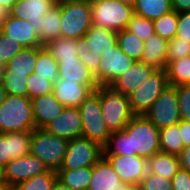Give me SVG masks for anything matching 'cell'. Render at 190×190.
I'll list each match as a JSON object with an SVG mask.
<instances>
[{
  "instance_id": "603a6c76",
  "label": "cell",
  "mask_w": 190,
  "mask_h": 190,
  "mask_svg": "<svg viewBox=\"0 0 190 190\" xmlns=\"http://www.w3.org/2000/svg\"><path fill=\"white\" fill-rule=\"evenodd\" d=\"M82 39L85 46L94 54H103L117 44V32L92 25Z\"/></svg>"
},
{
  "instance_id": "f1b7e54d",
  "label": "cell",
  "mask_w": 190,
  "mask_h": 190,
  "mask_svg": "<svg viewBox=\"0 0 190 190\" xmlns=\"http://www.w3.org/2000/svg\"><path fill=\"white\" fill-rule=\"evenodd\" d=\"M33 72L53 83L58 79V62L45 46L37 47V60Z\"/></svg>"
},
{
  "instance_id": "60d3db41",
  "label": "cell",
  "mask_w": 190,
  "mask_h": 190,
  "mask_svg": "<svg viewBox=\"0 0 190 190\" xmlns=\"http://www.w3.org/2000/svg\"><path fill=\"white\" fill-rule=\"evenodd\" d=\"M77 56L94 74L97 72L101 62V54H94L91 49L85 46L82 38L77 39Z\"/></svg>"
},
{
  "instance_id": "5b68a950",
  "label": "cell",
  "mask_w": 190,
  "mask_h": 190,
  "mask_svg": "<svg viewBox=\"0 0 190 190\" xmlns=\"http://www.w3.org/2000/svg\"><path fill=\"white\" fill-rule=\"evenodd\" d=\"M100 101L104 123L111 133L122 131L135 116L128 95L115 92L110 86H100Z\"/></svg>"
},
{
  "instance_id": "680465c9",
  "label": "cell",
  "mask_w": 190,
  "mask_h": 190,
  "mask_svg": "<svg viewBox=\"0 0 190 190\" xmlns=\"http://www.w3.org/2000/svg\"><path fill=\"white\" fill-rule=\"evenodd\" d=\"M118 1H121L122 3L128 4V5L134 7V5L136 4L137 0H118Z\"/></svg>"
},
{
  "instance_id": "9f6ffc18",
  "label": "cell",
  "mask_w": 190,
  "mask_h": 190,
  "mask_svg": "<svg viewBox=\"0 0 190 190\" xmlns=\"http://www.w3.org/2000/svg\"><path fill=\"white\" fill-rule=\"evenodd\" d=\"M7 96H8V93L4 89L3 83L0 80V106L5 101V99L7 98Z\"/></svg>"
},
{
  "instance_id": "8d00e7d4",
  "label": "cell",
  "mask_w": 190,
  "mask_h": 190,
  "mask_svg": "<svg viewBox=\"0 0 190 190\" xmlns=\"http://www.w3.org/2000/svg\"><path fill=\"white\" fill-rule=\"evenodd\" d=\"M57 179V173L53 170L36 175L27 181L17 184L11 190H51Z\"/></svg>"
},
{
  "instance_id": "cb8c5ba5",
  "label": "cell",
  "mask_w": 190,
  "mask_h": 190,
  "mask_svg": "<svg viewBox=\"0 0 190 190\" xmlns=\"http://www.w3.org/2000/svg\"><path fill=\"white\" fill-rule=\"evenodd\" d=\"M148 173L163 176L171 180L180 169L177 155L159 152L147 159Z\"/></svg>"
},
{
  "instance_id": "8fae6325",
  "label": "cell",
  "mask_w": 190,
  "mask_h": 190,
  "mask_svg": "<svg viewBox=\"0 0 190 190\" xmlns=\"http://www.w3.org/2000/svg\"><path fill=\"white\" fill-rule=\"evenodd\" d=\"M134 62V59L122 52L118 44L112 49L103 52L98 70L94 74L98 86H109L129 69Z\"/></svg>"
},
{
  "instance_id": "f6af8a7d",
  "label": "cell",
  "mask_w": 190,
  "mask_h": 190,
  "mask_svg": "<svg viewBox=\"0 0 190 190\" xmlns=\"http://www.w3.org/2000/svg\"><path fill=\"white\" fill-rule=\"evenodd\" d=\"M175 37L190 43V11L178 13V26Z\"/></svg>"
},
{
  "instance_id": "ab89813d",
  "label": "cell",
  "mask_w": 190,
  "mask_h": 190,
  "mask_svg": "<svg viewBox=\"0 0 190 190\" xmlns=\"http://www.w3.org/2000/svg\"><path fill=\"white\" fill-rule=\"evenodd\" d=\"M24 47L20 42L8 39V36L0 31V64L5 66Z\"/></svg>"
},
{
  "instance_id": "d6a6232c",
  "label": "cell",
  "mask_w": 190,
  "mask_h": 190,
  "mask_svg": "<svg viewBox=\"0 0 190 190\" xmlns=\"http://www.w3.org/2000/svg\"><path fill=\"white\" fill-rule=\"evenodd\" d=\"M55 59H75L77 39L59 37L44 45Z\"/></svg>"
},
{
  "instance_id": "4fadbf2b",
  "label": "cell",
  "mask_w": 190,
  "mask_h": 190,
  "mask_svg": "<svg viewBox=\"0 0 190 190\" xmlns=\"http://www.w3.org/2000/svg\"><path fill=\"white\" fill-rule=\"evenodd\" d=\"M6 190L28 179L43 174L49 169L38 158L31 154L11 160L5 165Z\"/></svg>"
},
{
  "instance_id": "91938a15",
  "label": "cell",
  "mask_w": 190,
  "mask_h": 190,
  "mask_svg": "<svg viewBox=\"0 0 190 190\" xmlns=\"http://www.w3.org/2000/svg\"><path fill=\"white\" fill-rule=\"evenodd\" d=\"M2 65L0 64V80H1V75H2Z\"/></svg>"
},
{
  "instance_id": "d590c367",
  "label": "cell",
  "mask_w": 190,
  "mask_h": 190,
  "mask_svg": "<svg viewBox=\"0 0 190 190\" xmlns=\"http://www.w3.org/2000/svg\"><path fill=\"white\" fill-rule=\"evenodd\" d=\"M155 34L166 40L175 37L178 26V13L174 10L153 20Z\"/></svg>"
},
{
  "instance_id": "f35d334b",
  "label": "cell",
  "mask_w": 190,
  "mask_h": 190,
  "mask_svg": "<svg viewBox=\"0 0 190 190\" xmlns=\"http://www.w3.org/2000/svg\"><path fill=\"white\" fill-rule=\"evenodd\" d=\"M126 29L137 35L143 42L155 34L153 20L134 14Z\"/></svg>"
},
{
  "instance_id": "2e32d148",
  "label": "cell",
  "mask_w": 190,
  "mask_h": 190,
  "mask_svg": "<svg viewBox=\"0 0 190 190\" xmlns=\"http://www.w3.org/2000/svg\"><path fill=\"white\" fill-rule=\"evenodd\" d=\"M56 5L55 0H18L10 10V15L29 21L38 34L42 17Z\"/></svg>"
},
{
  "instance_id": "5bb4252c",
  "label": "cell",
  "mask_w": 190,
  "mask_h": 190,
  "mask_svg": "<svg viewBox=\"0 0 190 190\" xmlns=\"http://www.w3.org/2000/svg\"><path fill=\"white\" fill-rule=\"evenodd\" d=\"M82 117L78 107H65L44 129L60 138L72 140L82 135Z\"/></svg>"
},
{
  "instance_id": "f5cc1de1",
  "label": "cell",
  "mask_w": 190,
  "mask_h": 190,
  "mask_svg": "<svg viewBox=\"0 0 190 190\" xmlns=\"http://www.w3.org/2000/svg\"><path fill=\"white\" fill-rule=\"evenodd\" d=\"M4 169H5V166L0 164V190H6Z\"/></svg>"
},
{
  "instance_id": "6da1fadb",
  "label": "cell",
  "mask_w": 190,
  "mask_h": 190,
  "mask_svg": "<svg viewBox=\"0 0 190 190\" xmlns=\"http://www.w3.org/2000/svg\"><path fill=\"white\" fill-rule=\"evenodd\" d=\"M160 150L159 129L144 115H135L122 131L110 135L103 154L151 158Z\"/></svg>"
},
{
  "instance_id": "ee69618b",
  "label": "cell",
  "mask_w": 190,
  "mask_h": 190,
  "mask_svg": "<svg viewBox=\"0 0 190 190\" xmlns=\"http://www.w3.org/2000/svg\"><path fill=\"white\" fill-rule=\"evenodd\" d=\"M178 96L181 120L190 121V85L175 87Z\"/></svg>"
},
{
  "instance_id": "836d02e7",
  "label": "cell",
  "mask_w": 190,
  "mask_h": 190,
  "mask_svg": "<svg viewBox=\"0 0 190 190\" xmlns=\"http://www.w3.org/2000/svg\"><path fill=\"white\" fill-rule=\"evenodd\" d=\"M33 130L9 132L10 161L30 154Z\"/></svg>"
},
{
  "instance_id": "ba28073f",
  "label": "cell",
  "mask_w": 190,
  "mask_h": 190,
  "mask_svg": "<svg viewBox=\"0 0 190 190\" xmlns=\"http://www.w3.org/2000/svg\"><path fill=\"white\" fill-rule=\"evenodd\" d=\"M169 87L166 69H156L135 90L128 94L134 115H144L161 93Z\"/></svg>"
},
{
  "instance_id": "11a10c76",
  "label": "cell",
  "mask_w": 190,
  "mask_h": 190,
  "mask_svg": "<svg viewBox=\"0 0 190 190\" xmlns=\"http://www.w3.org/2000/svg\"><path fill=\"white\" fill-rule=\"evenodd\" d=\"M17 1L18 0H0V5L10 11Z\"/></svg>"
},
{
  "instance_id": "ac0fdd59",
  "label": "cell",
  "mask_w": 190,
  "mask_h": 190,
  "mask_svg": "<svg viewBox=\"0 0 190 190\" xmlns=\"http://www.w3.org/2000/svg\"><path fill=\"white\" fill-rule=\"evenodd\" d=\"M156 69L141 61H135L121 76L114 80L109 86L118 93L128 95L135 90Z\"/></svg>"
},
{
  "instance_id": "b9f144b4",
  "label": "cell",
  "mask_w": 190,
  "mask_h": 190,
  "mask_svg": "<svg viewBox=\"0 0 190 190\" xmlns=\"http://www.w3.org/2000/svg\"><path fill=\"white\" fill-rule=\"evenodd\" d=\"M190 55V43L183 38L174 37L168 40L167 62H172Z\"/></svg>"
},
{
  "instance_id": "7a4b0ae2",
  "label": "cell",
  "mask_w": 190,
  "mask_h": 190,
  "mask_svg": "<svg viewBox=\"0 0 190 190\" xmlns=\"http://www.w3.org/2000/svg\"><path fill=\"white\" fill-rule=\"evenodd\" d=\"M35 129L31 99L9 95L0 106V134Z\"/></svg>"
},
{
  "instance_id": "83f0119b",
  "label": "cell",
  "mask_w": 190,
  "mask_h": 190,
  "mask_svg": "<svg viewBox=\"0 0 190 190\" xmlns=\"http://www.w3.org/2000/svg\"><path fill=\"white\" fill-rule=\"evenodd\" d=\"M171 0H137L134 5V14L155 20L172 11Z\"/></svg>"
},
{
  "instance_id": "44dd1931",
  "label": "cell",
  "mask_w": 190,
  "mask_h": 190,
  "mask_svg": "<svg viewBox=\"0 0 190 190\" xmlns=\"http://www.w3.org/2000/svg\"><path fill=\"white\" fill-rule=\"evenodd\" d=\"M124 182L110 163L102 157L94 166L87 190H119Z\"/></svg>"
},
{
  "instance_id": "74e56055",
  "label": "cell",
  "mask_w": 190,
  "mask_h": 190,
  "mask_svg": "<svg viewBox=\"0 0 190 190\" xmlns=\"http://www.w3.org/2000/svg\"><path fill=\"white\" fill-rule=\"evenodd\" d=\"M54 83L45 77L32 72L27 77V97L34 99L53 92Z\"/></svg>"
},
{
  "instance_id": "681fc988",
  "label": "cell",
  "mask_w": 190,
  "mask_h": 190,
  "mask_svg": "<svg viewBox=\"0 0 190 190\" xmlns=\"http://www.w3.org/2000/svg\"><path fill=\"white\" fill-rule=\"evenodd\" d=\"M178 157L180 168L190 172V145L184 147Z\"/></svg>"
},
{
  "instance_id": "4dcf8cb0",
  "label": "cell",
  "mask_w": 190,
  "mask_h": 190,
  "mask_svg": "<svg viewBox=\"0 0 190 190\" xmlns=\"http://www.w3.org/2000/svg\"><path fill=\"white\" fill-rule=\"evenodd\" d=\"M159 132L161 152L178 156L184 149V143L180 135L179 123L162 128Z\"/></svg>"
},
{
  "instance_id": "484cf974",
  "label": "cell",
  "mask_w": 190,
  "mask_h": 190,
  "mask_svg": "<svg viewBox=\"0 0 190 190\" xmlns=\"http://www.w3.org/2000/svg\"><path fill=\"white\" fill-rule=\"evenodd\" d=\"M57 179L71 190H87L93 174V166L74 170L59 169Z\"/></svg>"
},
{
  "instance_id": "6f0895ef",
  "label": "cell",
  "mask_w": 190,
  "mask_h": 190,
  "mask_svg": "<svg viewBox=\"0 0 190 190\" xmlns=\"http://www.w3.org/2000/svg\"><path fill=\"white\" fill-rule=\"evenodd\" d=\"M119 190H140V187L138 185L124 183L122 186H120Z\"/></svg>"
},
{
  "instance_id": "816d5d0a",
  "label": "cell",
  "mask_w": 190,
  "mask_h": 190,
  "mask_svg": "<svg viewBox=\"0 0 190 190\" xmlns=\"http://www.w3.org/2000/svg\"><path fill=\"white\" fill-rule=\"evenodd\" d=\"M10 11L0 5V29L2 28L5 20L9 17Z\"/></svg>"
},
{
  "instance_id": "30bf717a",
  "label": "cell",
  "mask_w": 190,
  "mask_h": 190,
  "mask_svg": "<svg viewBox=\"0 0 190 190\" xmlns=\"http://www.w3.org/2000/svg\"><path fill=\"white\" fill-rule=\"evenodd\" d=\"M144 116L159 130L178 124L181 117L175 87H167Z\"/></svg>"
},
{
  "instance_id": "c3c4849f",
  "label": "cell",
  "mask_w": 190,
  "mask_h": 190,
  "mask_svg": "<svg viewBox=\"0 0 190 190\" xmlns=\"http://www.w3.org/2000/svg\"><path fill=\"white\" fill-rule=\"evenodd\" d=\"M179 129L184 147L190 145V121L180 120Z\"/></svg>"
},
{
  "instance_id": "e0dca14e",
  "label": "cell",
  "mask_w": 190,
  "mask_h": 190,
  "mask_svg": "<svg viewBox=\"0 0 190 190\" xmlns=\"http://www.w3.org/2000/svg\"><path fill=\"white\" fill-rule=\"evenodd\" d=\"M0 31L8 36V39L20 42L24 48L44 46L34 27L27 20L9 15Z\"/></svg>"
},
{
  "instance_id": "d4e9b609",
  "label": "cell",
  "mask_w": 190,
  "mask_h": 190,
  "mask_svg": "<svg viewBox=\"0 0 190 190\" xmlns=\"http://www.w3.org/2000/svg\"><path fill=\"white\" fill-rule=\"evenodd\" d=\"M38 35L43 45L61 37L60 2L42 17L40 27L38 28Z\"/></svg>"
},
{
  "instance_id": "7402d4cb",
  "label": "cell",
  "mask_w": 190,
  "mask_h": 190,
  "mask_svg": "<svg viewBox=\"0 0 190 190\" xmlns=\"http://www.w3.org/2000/svg\"><path fill=\"white\" fill-rule=\"evenodd\" d=\"M168 40L154 34L144 42V51L141 62L155 69H166L167 67Z\"/></svg>"
},
{
  "instance_id": "f546056e",
  "label": "cell",
  "mask_w": 190,
  "mask_h": 190,
  "mask_svg": "<svg viewBox=\"0 0 190 190\" xmlns=\"http://www.w3.org/2000/svg\"><path fill=\"white\" fill-rule=\"evenodd\" d=\"M166 72L169 86L190 84V55L167 62Z\"/></svg>"
},
{
  "instance_id": "8992f818",
  "label": "cell",
  "mask_w": 190,
  "mask_h": 190,
  "mask_svg": "<svg viewBox=\"0 0 190 190\" xmlns=\"http://www.w3.org/2000/svg\"><path fill=\"white\" fill-rule=\"evenodd\" d=\"M83 125L81 137L97 142L103 148L112 134L104 123L100 101V86L78 107Z\"/></svg>"
},
{
  "instance_id": "9a60e30c",
  "label": "cell",
  "mask_w": 190,
  "mask_h": 190,
  "mask_svg": "<svg viewBox=\"0 0 190 190\" xmlns=\"http://www.w3.org/2000/svg\"><path fill=\"white\" fill-rule=\"evenodd\" d=\"M98 87V85H82L75 81H64V78H58L54 82L53 93L64 107H79Z\"/></svg>"
},
{
  "instance_id": "52a82bcc",
  "label": "cell",
  "mask_w": 190,
  "mask_h": 190,
  "mask_svg": "<svg viewBox=\"0 0 190 190\" xmlns=\"http://www.w3.org/2000/svg\"><path fill=\"white\" fill-rule=\"evenodd\" d=\"M92 25L118 32L126 29L134 7L118 0H90Z\"/></svg>"
},
{
  "instance_id": "7c38bea8",
  "label": "cell",
  "mask_w": 190,
  "mask_h": 190,
  "mask_svg": "<svg viewBox=\"0 0 190 190\" xmlns=\"http://www.w3.org/2000/svg\"><path fill=\"white\" fill-rule=\"evenodd\" d=\"M122 182L138 185L147 175V159L138 155L103 154Z\"/></svg>"
},
{
  "instance_id": "db71d44e",
  "label": "cell",
  "mask_w": 190,
  "mask_h": 190,
  "mask_svg": "<svg viewBox=\"0 0 190 190\" xmlns=\"http://www.w3.org/2000/svg\"><path fill=\"white\" fill-rule=\"evenodd\" d=\"M51 190H71L68 186L56 179Z\"/></svg>"
},
{
  "instance_id": "bcb514c9",
  "label": "cell",
  "mask_w": 190,
  "mask_h": 190,
  "mask_svg": "<svg viewBox=\"0 0 190 190\" xmlns=\"http://www.w3.org/2000/svg\"><path fill=\"white\" fill-rule=\"evenodd\" d=\"M172 190H190V172L179 169L171 179Z\"/></svg>"
},
{
  "instance_id": "3957f363",
  "label": "cell",
  "mask_w": 190,
  "mask_h": 190,
  "mask_svg": "<svg viewBox=\"0 0 190 190\" xmlns=\"http://www.w3.org/2000/svg\"><path fill=\"white\" fill-rule=\"evenodd\" d=\"M61 37L79 39L92 27L90 0H64L60 2Z\"/></svg>"
},
{
  "instance_id": "4316f807",
  "label": "cell",
  "mask_w": 190,
  "mask_h": 190,
  "mask_svg": "<svg viewBox=\"0 0 190 190\" xmlns=\"http://www.w3.org/2000/svg\"><path fill=\"white\" fill-rule=\"evenodd\" d=\"M37 60V47L23 48L5 67L11 74L30 75Z\"/></svg>"
},
{
  "instance_id": "1f68e13d",
  "label": "cell",
  "mask_w": 190,
  "mask_h": 190,
  "mask_svg": "<svg viewBox=\"0 0 190 190\" xmlns=\"http://www.w3.org/2000/svg\"><path fill=\"white\" fill-rule=\"evenodd\" d=\"M117 44L123 53L135 61H141L144 42L127 29L117 32Z\"/></svg>"
},
{
  "instance_id": "f907efd6",
  "label": "cell",
  "mask_w": 190,
  "mask_h": 190,
  "mask_svg": "<svg viewBox=\"0 0 190 190\" xmlns=\"http://www.w3.org/2000/svg\"><path fill=\"white\" fill-rule=\"evenodd\" d=\"M172 9L177 13L190 11V0H171Z\"/></svg>"
},
{
  "instance_id": "7bdbcfd3",
  "label": "cell",
  "mask_w": 190,
  "mask_h": 190,
  "mask_svg": "<svg viewBox=\"0 0 190 190\" xmlns=\"http://www.w3.org/2000/svg\"><path fill=\"white\" fill-rule=\"evenodd\" d=\"M139 187L140 190H172V181L163 176L147 172Z\"/></svg>"
},
{
  "instance_id": "7dc6e473",
  "label": "cell",
  "mask_w": 190,
  "mask_h": 190,
  "mask_svg": "<svg viewBox=\"0 0 190 190\" xmlns=\"http://www.w3.org/2000/svg\"><path fill=\"white\" fill-rule=\"evenodd\" d=\"M10 162L9 132L0 134V164L5 166Z\"/></svg>"
},
{
  "instance_id": "d6986e66",
  "label": "cell",
  "mask_w": 190,
  "mask_h": 190,
  "mask_svg": "<svg viewBox=\"0 0 190 190\" xmlns=\"http://www.w3.org/2000/svg\"><path fill=\"white\" fill-rule=\"evenodd\" d=\"M35 128H44L59 116L64 106L55 98L53 92L31 99Z\"/></svg>"
},
{
  "instance_id": "e575fe53",
  "label": "cell",
  "mask_w": 190,
  "mask_h": 190,
  "mask_svg": "<svg viewBox=\"0 0 190 190\" xmlns=\"http://www.w3.org/2000/svg\"><path fill=\"white\" fill-rule=\"evenodd\" d=\"M29 75L11 74L5 66L2 67L1 81L9 95L27 96V77Z\"/></svg>"
},
{
  "instance_id": "277c9868",
  "label": "cell",
  "mask_w": 190,
  "mask_h": 190,
  "mask_svg": "<svg viewBox=\"0 0 190 190\" xmlns=\"http://www.w3.org/2000/svg\"><path fill=\"white\" fill-rule=\"evenodd\" d=\"M69 140L35 128L31 137L30 154L38 157L49 170L57 172L67 151Z\"/></svg>"
},
{
  "instance_id": "9c48e42d",
  "label": "cell",
  "mask_w": 190,
  "mask_h": 190,
  "mask_svg": "<svg viewBox=\"0 0 190 190\" xmlns=\"http://www.w3.org/2000/svg\"><path fill=\"white\" fill-rule=\"evenodd\" d=\"M104 148L84 137L69 140L60 169L74 170L94 166L103 157Z\"/></svg>"
},
{
  "instance_id": "ffe728a7",
  "label": "cell",
  "mask_w": 190,
  "mask_h": 190,
  "mask_svg": "<svg viewBox=\"0 0 190 190\" xmlns=\"http://www.w3.org/2000/svg\"><path fill=\"white\" fill-rule=\"evenodd\" d=\"M56 60L58 62V78H64V81H75L82 85H98L94 73L78 57Z\"/></svg>"
}]
</instances>
